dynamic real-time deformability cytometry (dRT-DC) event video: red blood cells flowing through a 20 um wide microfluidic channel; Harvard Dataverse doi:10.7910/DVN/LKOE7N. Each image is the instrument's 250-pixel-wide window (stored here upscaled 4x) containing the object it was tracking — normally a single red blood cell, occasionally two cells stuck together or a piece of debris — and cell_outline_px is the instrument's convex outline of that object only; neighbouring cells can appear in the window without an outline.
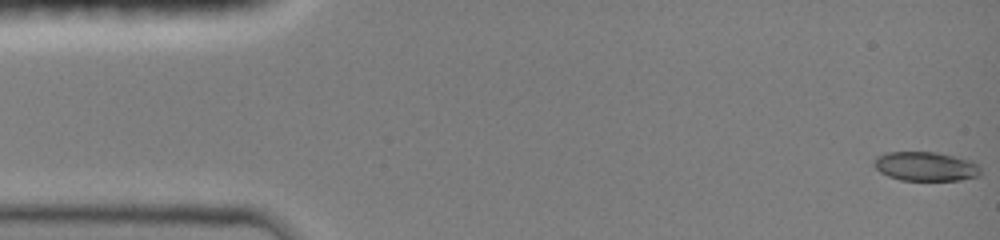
{"species": "common noctule bat (a hibernating species)", "species_latin": "Nyctalus noctula", "temperature_condition": "room temperature", "stored_images_in_passage": 47, "camera_frame_rate_fps": 3000, "um_per_image_px": 0.085, "animal": {"sex": "female", "body_mass_g": 19.0, "forearm_length_mm": 51.5}, "frame": {"image": 1, "passage_image": 1, "time_ms": 0.0, "image_size_px": [1000, 240], "cell_outline_px": [[980, 176], [960, 180], [900, 180], [888, 176], [880, 172], [872, 164], [872, 160], [876, 156], [884, 152], [936, 152], [972, 160], [980, 168]], "centroid_in_image_um": [78.65, 14.14], "position_along_channel_um": 6.4, "area_um2": 18.32}}
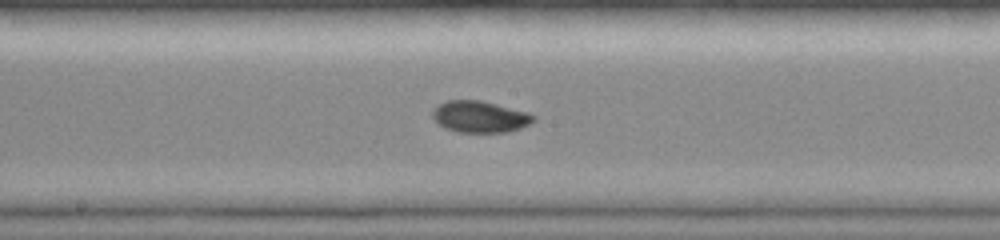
{"frame": {"image": 2, "passage_image": 25, "time_ms": 8.0, "image_size_px": [1000, 240], "cell_outline_px": [[536, 120], [520, 128], [508, 132], [456, 132], [444, 128], [432, 116], [432, 108], [436, 104], [448, 100], [480, 100], [528, 112], [536, 116]], "centroid_in_image_um": [40.77, 9.92], "position_along_channel_um": 207.4, "area_um2": 18.67}}
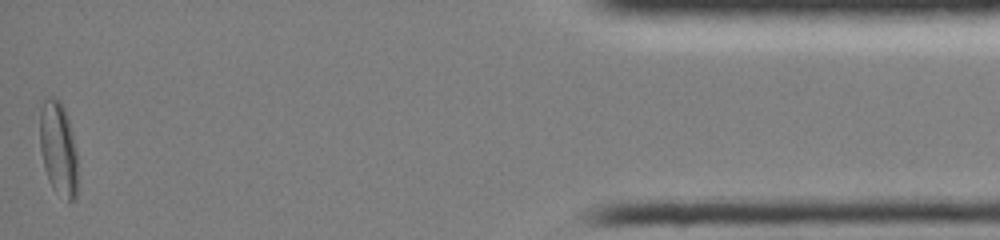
{"frame": {"image": 3, "passage_image": 47, "time_ms": 15.333, "image_size_px": [1000, 240], "cell_outline_px": [[76, 200], [68, 200], [52, 188], [48, 180], [44, 168], [40, 148], [40, 108], [44, 96], [52, 96], [60, 100], [64, 108], [72, 132], [76, 152]], "centroid_in_image_um": [4.92, 12.57], "position_along_channel_um": 430.3, "area_um2": 20.69}, "authors_computed_cell_mechanics": {"area_um2": 18.1492, "velocity_mm_per_s": 4.0653, "shape_relaxation_time_tau1_ms": null, "shape_relaxation_time_tau2_ms": 1.5837, "deformation_change_tau1": null, "deformation_change_tau2": 0.0323}}